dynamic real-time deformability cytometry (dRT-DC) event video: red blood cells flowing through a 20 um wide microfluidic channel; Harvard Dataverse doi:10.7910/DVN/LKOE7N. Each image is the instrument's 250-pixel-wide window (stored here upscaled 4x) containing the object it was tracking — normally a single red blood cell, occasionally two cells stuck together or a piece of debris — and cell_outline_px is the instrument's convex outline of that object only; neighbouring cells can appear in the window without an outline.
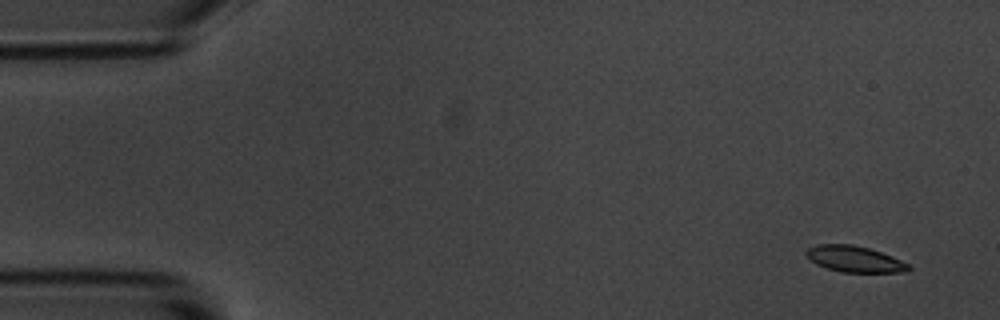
{"species": "common noctule bat (a hibernating species)", "species_latin": "Nyctalus noctula", "temperature_condition": "room temperature", "stored_images_in_passage": 7, "camera_frame_rate_fps": 3000, "um_per_image_px": 0.085, "animal": {"sex": "male", "body_mass_g": 20.1, "forearm_length_mm": 53.5}, "frame": {"image": 1, "passage_image": 1, "time_ms": 0.0, "image_size_px": [1000, 320], "cell_outline_px": [[912, 268], [904, 272], [840, 272], [816, 264], [804, 252], [808, 248], [816, 244], [852, 244], [868, 248], [892, 256], [908, 264]], "centroid_in_image_um": [72.63, 22.01], "position_along_channel_um": 12.4, "area_um2": 15.43}}
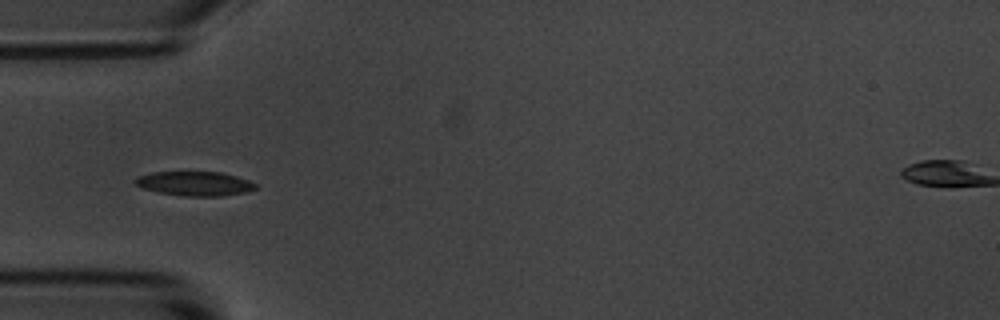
{"frame": {"image": 2, "passage_image": 5, "time_ms": 4.667, "image_size_px": [1000, 320], "cell_outline_px": [[256, 188], [248, 192], [220, 196], [184, 196], [156, 192], [140, 188], [132, 180], [136, 176], [152, 172], [220, 172], [236, 176], [248, 180], [256, 184]], "centroid_in_image_um": [16.5, 15.61], "position_along_channel_um": 68.5, "area_um2": 17.22}}
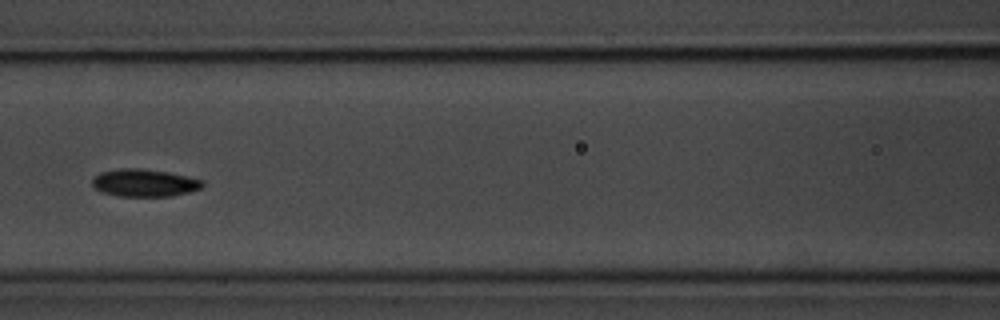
{"frame": {"image": 3, "passage_image": 7, "time_ms": 7.0, "image_size_px": [1000, 320], "cell_outline_px": [[204, 184], [200, 188], [188, 192], [172, 196], [116, 196], [100, 192], [92, 184], [92, 176], [100, 172], [120, 168], [140, 168], [168, 172], [188, 176], [204, 180]], "centroid_in_image_um": [12.24, 15.54], "position_along_channel_um": 154.4, "area_um2": 17.86}}